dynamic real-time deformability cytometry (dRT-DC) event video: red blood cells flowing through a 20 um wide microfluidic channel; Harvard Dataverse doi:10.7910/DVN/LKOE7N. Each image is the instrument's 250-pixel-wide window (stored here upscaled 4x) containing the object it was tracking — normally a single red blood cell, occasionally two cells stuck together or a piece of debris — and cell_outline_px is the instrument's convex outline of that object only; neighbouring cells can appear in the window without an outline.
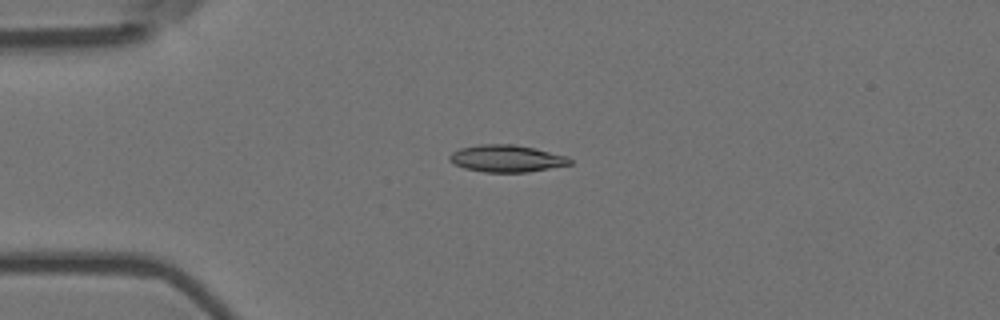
{"species": "Egyptian fruit bat (a non-hibernating species)", "species_latin": "Rousettus aegyptiacus", "temperature_condition": "room temperature", "stored_images_in_passage": 7, "camera_frame_rate_fps": 3000, "um_per_image_px": 0.085, "animal": {"sex": "female"}, "frame": {"image": 1, "passage_image": 3, "time_ms": 0.667, "image_size_px": [1000, 320], "cell_outline_px": [[572, 164], [528, 172], [484, 172], [464, 168], [448, 160], [448, 156], [452, 152], [460, 148], [480, 144], [516, 144], [536, 148], [568, 156], [572, 160]], "centroid_in_image_um": [43.08, 13.46], "position_along_channel_um": 41.9, "area_um2": 19.13}}
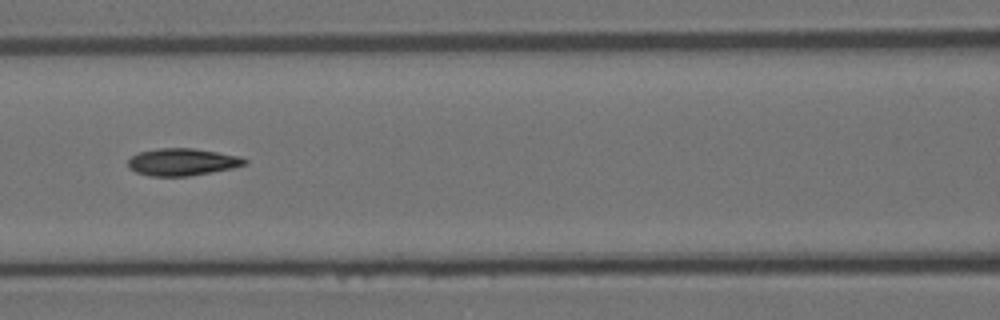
{"frame": {"image": 2, "passage_image": 6, "time_ms": 1.667, "image_size_px": [1000, 320], "cell_outline_px": [[248, 164], [232, 168], [188, 176], [152, 176], [136, 172], [128, 168], [128, 160], [132, 156], [140, 152], [160, 148], [192, 148], [240, 156], [248, 160]], "centroid_in_image_um": [15.5, 13.77], "position_along_channel_um": 151.1, "area_um2": 18.38}}
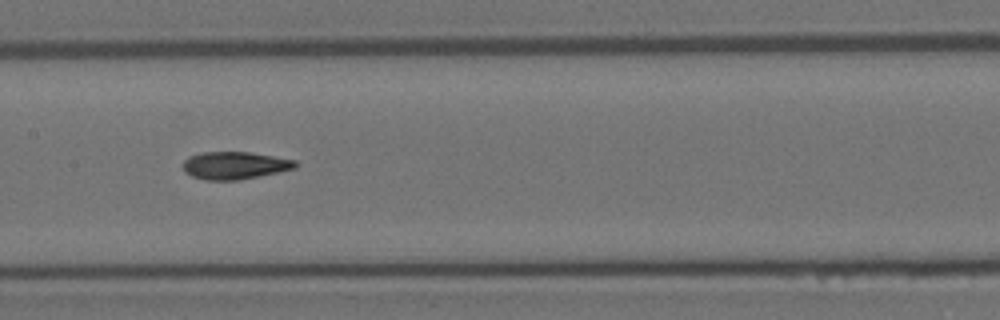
{"frame": {"image": 3, "passage_image": 7, "time_ms": 2.0, "image_size_px": [1000, 320], "cell_outline_px": [[300, 164], [296, 168], [236, 180], [204, 180], [192, 176], [184, 172], [184, 160], [188, 156], [200, 152], [248, 152], [296, 160]], "centroid_in_image_um": [19.93, 14.05], "position_along_channel_um": 187.5, "area_um2": 17.92}}